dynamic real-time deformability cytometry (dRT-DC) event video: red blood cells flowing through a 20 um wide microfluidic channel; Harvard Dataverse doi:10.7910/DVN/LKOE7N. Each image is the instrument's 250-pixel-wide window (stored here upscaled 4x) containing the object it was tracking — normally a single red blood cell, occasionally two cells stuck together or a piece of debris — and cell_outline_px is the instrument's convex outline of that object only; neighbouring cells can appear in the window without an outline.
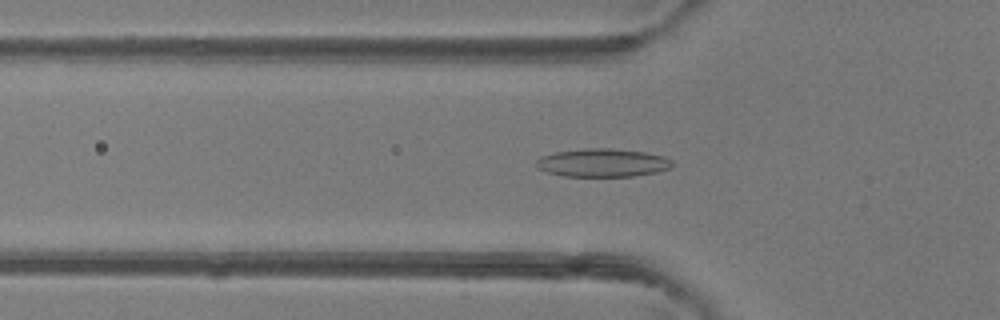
{"species": "common noctule bat (a hibernating species)", "species_latin": "Nyctalus noctula", "temperature_condition": "room temperature", "stored_images_in_passage": 50, "camera_frame_rate_fps": 3000, "um_per_image_px": 0.085, "animal": {"sex": "female"}, "frame": {"image": 1, "passage_image": 17, "time_ms": 5.333, "image_size_px": [1000, 320], "cell_outline_px": [[672, 168], [656, 172], [636, 176], [564, 176], [548, 172], [536, 168], [536, 160], [540, 156], [556, 152], [584, 148], [612, 148], [644, 152], [664, 156], [672, 160]], "centroid_in_image_um": [51.22, 13.83], "position_along_channel_um": 74.6, "area_um2": 22.48}}
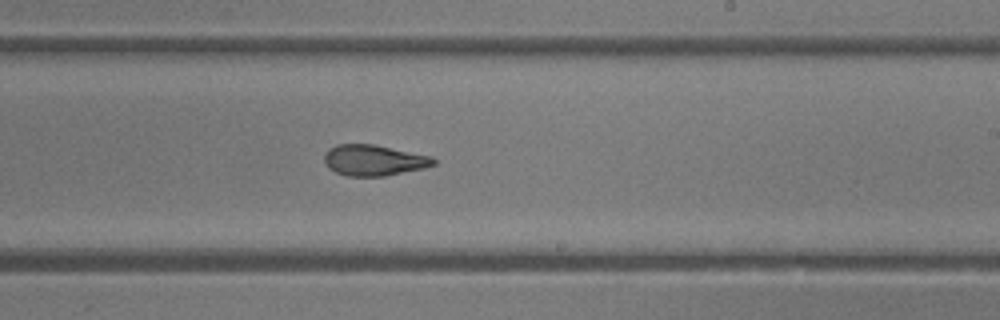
{"frame": {"image": 2, "passage_image": 30, "time_ms": 9.667, "image_size_px": [1000, 320], "cell_outline_px": [[436, 164], [424, 168], [384, 176], [348, 176], [336, 172], [328, 168], [324, 160], [324, 156], [328, 148], [336, 144], [372, 144], [432, 156], [436, 160]], "centroid_in_image_um": [31.77, 13.62], "position_along_channel_um": 257.2, "area_um2": 19.65}}
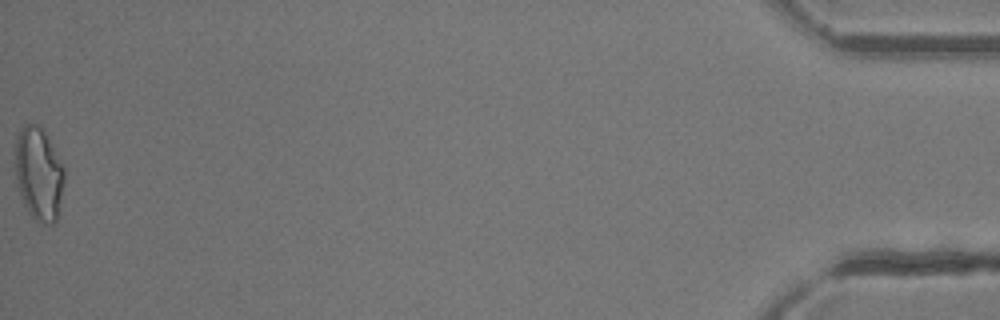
{"frame": {"image": 3, "passage_image": 50, "time_ms": 16.333, "image_size_px": [1000, 320], "cell_outline_px": [[64, 180], [56, 224], [40, 224], [28, 212], [20, 196], [16, 176], [16, 136], [20, 128], [24, 124], [36, 124], [44, 132], [64, 164]], "centroid_in_image_um": [3.3, 14.8], "position_along_channel_um": 431.9, "area_um2": 26.65}, "authors_computed_cell_mechanics": {"area_um2": 21.1259, "velocity_mm_per_s": 4.1955, "shape_relaxation_time_tau1_ms": 6.9776, "shape_relaxation_time_tau2_ms": 2.0, "deformation_change_tau1": 0.1887, "deformation_change_tau2": 0.0956}}